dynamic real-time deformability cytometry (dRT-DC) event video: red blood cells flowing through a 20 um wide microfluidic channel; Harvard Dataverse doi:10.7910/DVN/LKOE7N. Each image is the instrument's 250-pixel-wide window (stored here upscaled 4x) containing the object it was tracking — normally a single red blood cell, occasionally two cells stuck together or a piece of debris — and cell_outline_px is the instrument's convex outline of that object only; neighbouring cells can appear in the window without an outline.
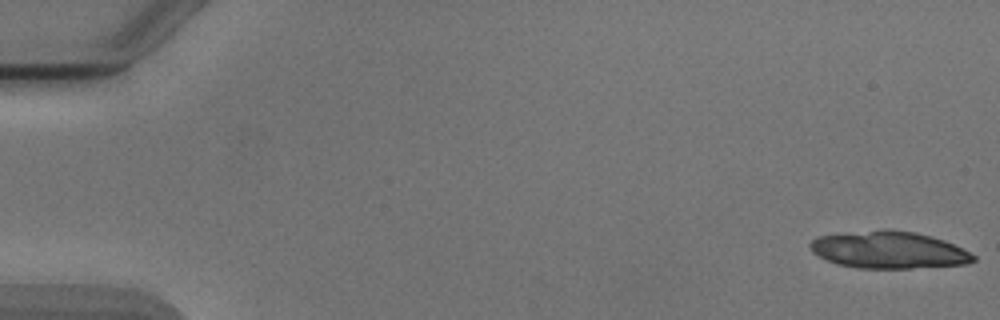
{"species": "Egyptian fruit bat (a non-hibernating species)", "species_latin": "Rousettus aegyptiacus", "temperature_condition": "cold", "stored_images_in_passage": 40, "camera_frame_rate_fps": 3000, "um_per_image_px": 0.085, "animal": {"sex": "male"}, "frame": {"image": 1, "passage_image": 1, "time_ms": 0.0, "image_size_px": [1000, 320], "cell_outline_px": [[976, 260], [964, 264], [912, 268], [856, 268], [836, 264], [812, 252], [808, 244], [816, 236], [884, 228], [888, 228], [912, 232], [944, 240], [976, 256]], "centroid_in_image_um": [75.49, 21.23], "position_along_channel_um": 9.5, "area_um2": 35.2}}
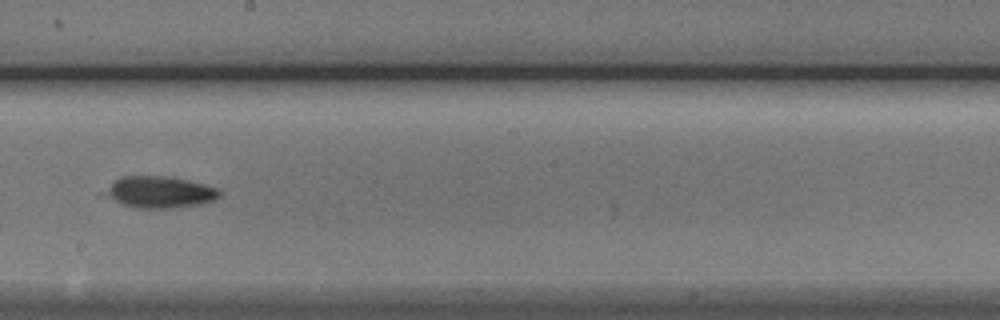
{"frame": {"image": 2, "passage_image": 31, "time_ms": 10.0, "image_size_px": [1000, 320], "cell_outline_px": [[220, 196], [216, 200], [200, 204], [172, 208], [132, 208], [120, 204], [112, 196], [112, 184], [116, 180], [124, 176], [164, 176], [188, 180], [220, 188]], "centroid_in_image_um": [13.74, 16.34], "position_along_channel_um": 234.5, "area_um2": 20.46}}
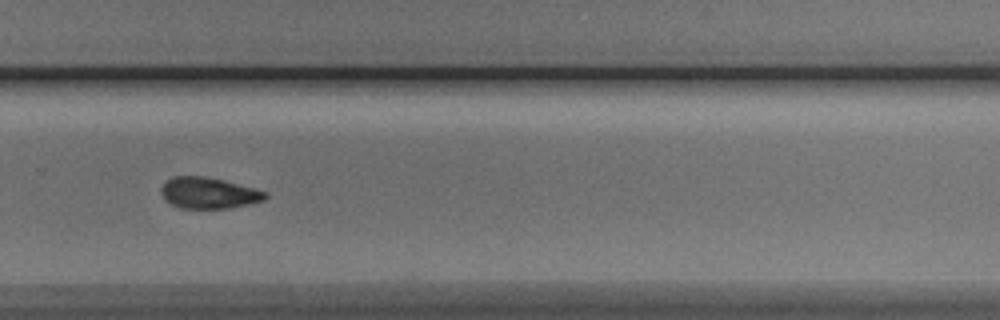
{"frame": {"image": 3, "passage_image": 37, "time_ms": 12.0, "image_size_px": [1000, 320], "cell_outline_px": [[268, 196], [264, 200], [232, 208], [180, 208], [164, 200], [160, 192], [160, 188], [172, 176], [200, 176], [224, 180], [252, 188], [264, 192]], "centroid_in_image_um": [17.69, 16.41], "position_along_channel_um": 312.1, "area_um2": 18.73}}